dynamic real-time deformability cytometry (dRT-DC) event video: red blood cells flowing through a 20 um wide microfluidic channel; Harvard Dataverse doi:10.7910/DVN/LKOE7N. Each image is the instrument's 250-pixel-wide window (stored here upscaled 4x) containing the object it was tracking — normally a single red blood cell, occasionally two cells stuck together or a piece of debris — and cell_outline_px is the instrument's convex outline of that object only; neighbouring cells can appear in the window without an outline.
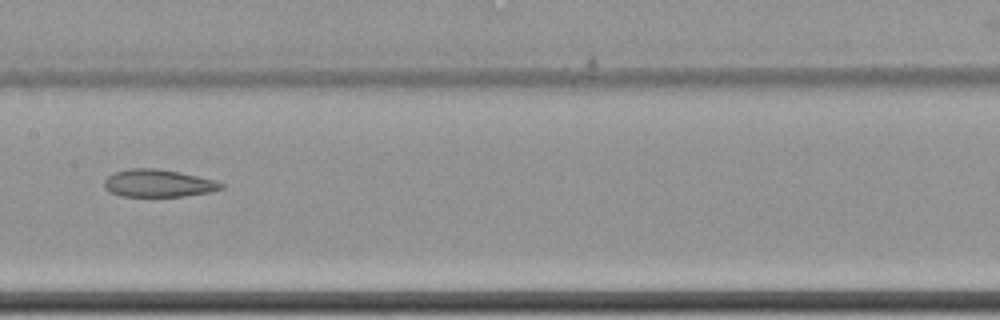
{"species": "common noctule bat (a hibernating species)", "species_latin": "Nyctalus noctula", "temperature_condition": "cold", "stored_images_in_passage": 10, "camera_frame_rate_fps": 3000, "um_per_image_px": 0.085, "animal": {"sex": "female", "body_mass_g": 22.7, "forearm_length_mm": 54.2}, "frame": {"image": 1, "passage_image": 9, "time_ms": 2.667, "image_size_px": [1000, 320], "cell_outline_px": [[224, 188], [208, 192], [184, 196], [120, 196], [108, 192], [104, 188], [104, 180], [108, 176], [116, 172], [128, 168], [152, 168], [180, 172], [216, 180], [224, 184]], "centroid_in_image_um": [13.43, 15.58], "position_along_channel_um": 194.0, "area_um2": 18.79}}
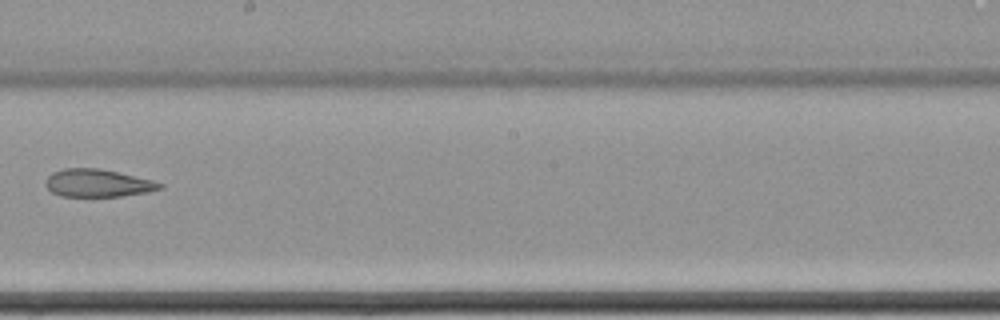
{"frame": {"image": 2, "passage_image": 10, "time_ms": 3.0, "image_size_px": [1000, 320], "cell_outline_px": [[164, 188], [148, 192], [120, 196], [60, 196], [52, 192], [44, 184], [48, 176], [52, 172], [64, 168], [100, 168], [152, 180], [164, 184]], "centroid_in_image_um": [8.31, 15.56], "position_along_channel_um": 239.9, "area_um2": 18.44}}